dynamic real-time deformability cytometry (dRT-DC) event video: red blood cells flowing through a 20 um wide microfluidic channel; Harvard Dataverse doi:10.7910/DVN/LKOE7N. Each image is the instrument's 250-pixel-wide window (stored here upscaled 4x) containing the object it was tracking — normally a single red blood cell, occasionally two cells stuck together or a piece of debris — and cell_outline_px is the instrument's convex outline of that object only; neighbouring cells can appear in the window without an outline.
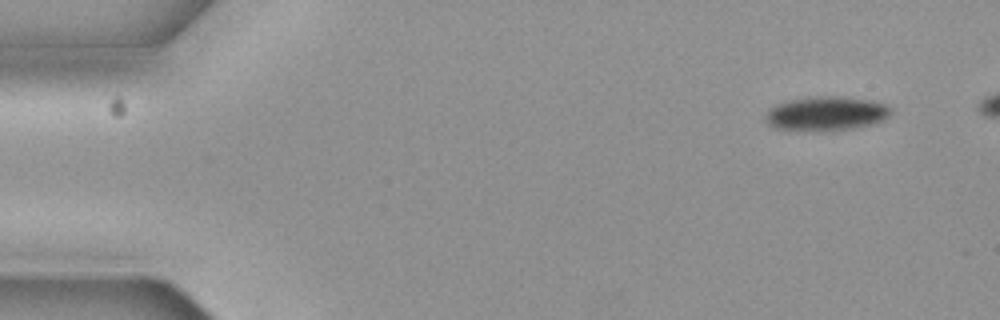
{"species": "common noctule bat (a hibernating species)", "species_latin": "Nyctalus noctula", "temperature_condition": "cold", "stored_images_in_passage": 5, "camera_frame_rate_fps": 3000, "um_per_image_px": 0.085, "animal": {"sex": "female", "body_mass_g": 19.3, "forearm_length_mm": 54.1}, "frame": {"image": 1, "passage_image": 1, "time_ms": 0.0, "image_size_px": [1000, 320], "cell_outline_px": [[892, 112], [884, 120], [872, 124], [856, 128], [824, 132], [816, 132], [772, 128], [764, 120], [764, 116], [768, 108], [792, 100], [816, 96], [836, 96], [872, 100], [884, 104], [892, 108]], "centroid_in_image_um": [70.22, 9.68], "position_along_channel_um": 14.8, "area_um2": 25.43}}